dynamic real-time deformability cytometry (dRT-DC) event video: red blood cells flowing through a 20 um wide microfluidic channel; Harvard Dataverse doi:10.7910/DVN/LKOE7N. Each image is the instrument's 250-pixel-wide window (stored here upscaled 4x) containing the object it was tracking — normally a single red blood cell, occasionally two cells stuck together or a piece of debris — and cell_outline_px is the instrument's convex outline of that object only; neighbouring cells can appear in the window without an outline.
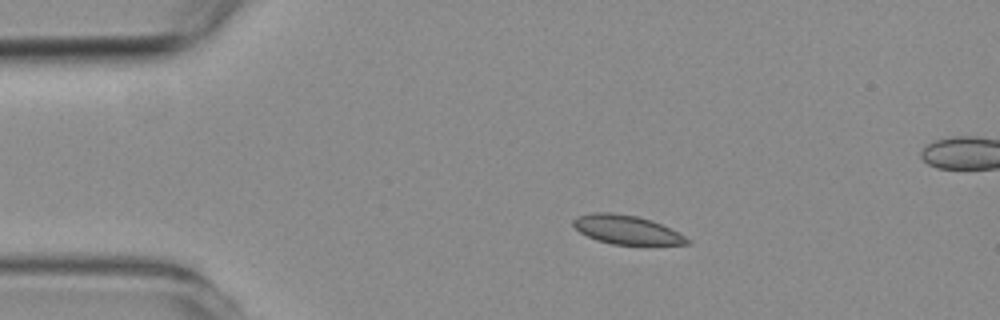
{"species": "common noctule bat (a hibernating species)", "species_latin": "Nyctalus noctula", "temperature_condition": "room temperature", "stored_images_in_passage": 4, "camera_frame_rate_fps": 3000, "um_per_image_px": 0.085, "animal": {"sex": "female", "body_mass_g": 19.3, "forearm_length_mm": 54.1}, "frame": {"image": 1, "passage_image": 1, "time_ms": 0.0, "image_size_px": [1000, 320], "cell_outline_px": [[692, 244], [612, 244], [596, 240], [580, 232], [572, 224], [572, 220], [580, 216], [596, 212], [612, 212], [636, 216], [652, 220], [692, 240]], "centroid_in_image_um": [53.25, 19.52], "position_along_channel_um": 31.7, "area_um2": 18.84}}
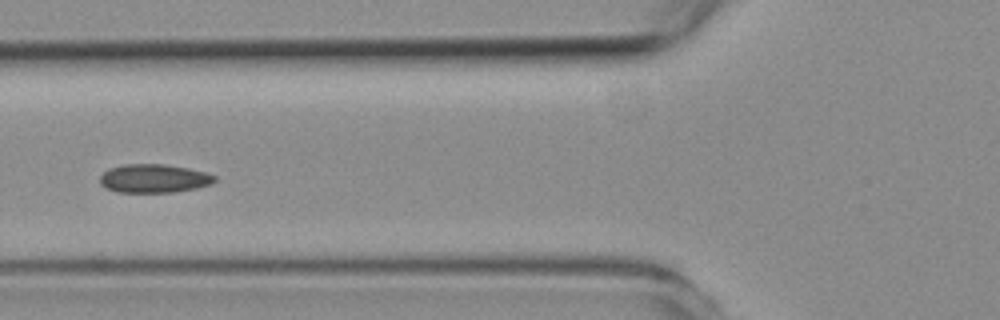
{"frame": {"image": 2, "passage_image": 4, "time_ms": 3.333, "image_size_px": [1000, 320], "cell_outline_px": [[216, 180], [212, 184], [196, 188], [172, 192], [116, 192], [104, 188], [100, 184], [100, 176], [108, 168], [124, 164], [164, 164], [188, 168], [204, 172], [216, 176]], "centroid_in_image_um": [13.05, 15.17], "position_along_channel_um": 112.7, "area_um2": 19.19}}